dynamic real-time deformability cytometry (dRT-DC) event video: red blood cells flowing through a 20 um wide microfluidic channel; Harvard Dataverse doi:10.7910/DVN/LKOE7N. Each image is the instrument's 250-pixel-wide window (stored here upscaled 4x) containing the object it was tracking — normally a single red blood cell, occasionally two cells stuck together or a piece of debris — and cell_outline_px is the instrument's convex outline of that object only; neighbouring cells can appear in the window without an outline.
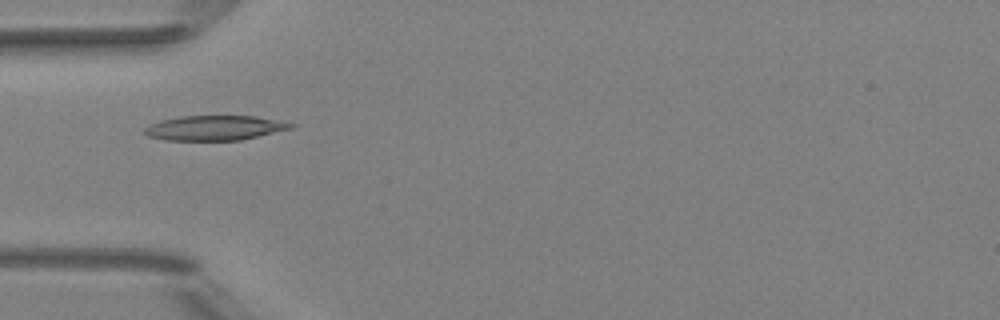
{"species": "Egyptian fruit bat (a non-hibernating species)", "species_latin": "Rousettus aegyptiacus", "temperature_condition": "room temperature", "stored_images_in_passage": 8, "camera_frame_rate_fps": 3000, "um_per_image_px": 0.085, "animal": {"sex": "female"}, "frame": {"image": 1, "passage_image": 5, "time_ms": 1.333, "image_size_px": [1000, 320], "cell_outline_px": [[296, 128], [240, 140], [164, 140], [148, 136], [144, 132], [144, 128], [148, 124], [160, 120], [180, 116], [256, 116], [296, 124]], "centroid_in_image_um": [18.25, 10.87], "position_along_channel_um": 66.7, "area_um2": 21.27}}
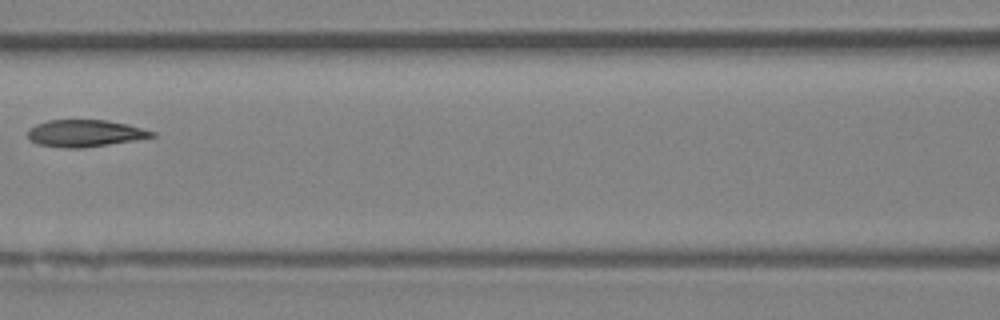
{"frame": {"image": 2, "passage_image": 7, "time_ms": 2.0, "image_size_px": [1000, 320], "cell_outline_px": [[156, 136], [136, 140], [80, 148], [64, 148], [36, 144], [28, 140], [28, 128], [36, 124], [48, 120], [104, 120], [128, 124], [156, 132]], "centroid_in_image_um": [7.19, 11.33], "position_along_channel_um": 159.4, "area_um2": 19.59}}
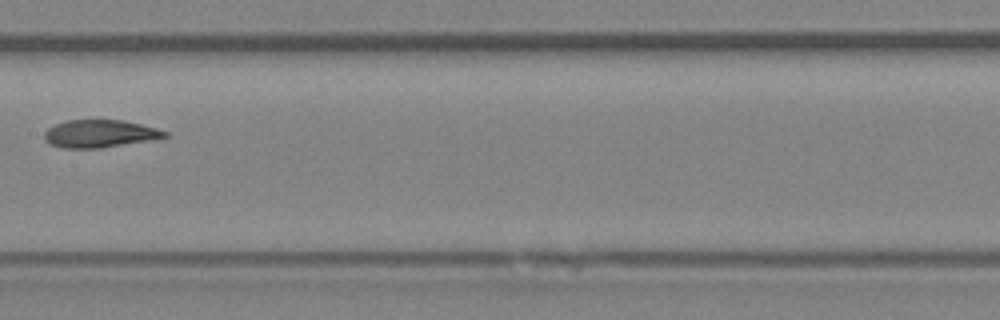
{"frame": {"image": 3, "passage_image": 8, "time_ms": 2.333, "image_size_px": [1000, 320], "cell_outline_px": [[168, 136], [148, 140], [100, 148], [64, 148], [48, 144], [44, 140], [44, 132], [48, 128], [56, 124], [68, 120], [124, 120], [156, 128], [168, 132]], "centroid_in_image_um": [8.43, 11.36], "position_along_channel_um": 199.0, "area_um2": 19.25}}